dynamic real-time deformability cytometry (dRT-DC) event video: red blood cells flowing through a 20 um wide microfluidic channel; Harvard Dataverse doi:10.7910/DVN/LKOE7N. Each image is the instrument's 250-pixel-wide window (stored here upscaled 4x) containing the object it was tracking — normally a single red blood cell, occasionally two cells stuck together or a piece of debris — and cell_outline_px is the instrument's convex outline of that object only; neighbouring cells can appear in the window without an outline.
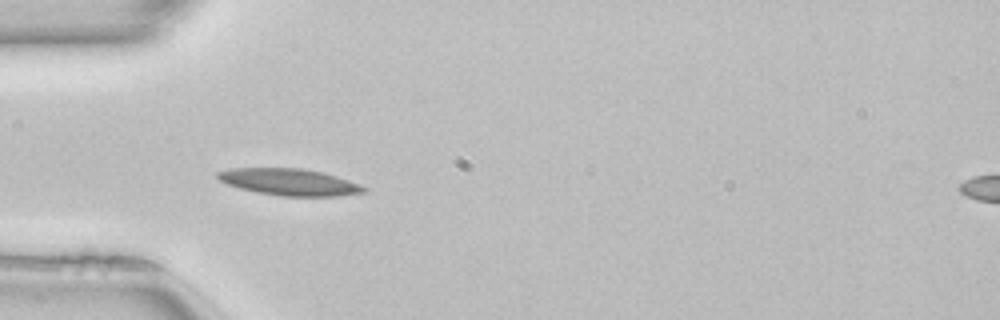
{"species": "common noctule bat (a hibernating species)", "species_latin": "Nyctalus noctula", "temperature_condition": "room temperature", "stored_images_in_passage": 50, "camera_frame_rate_fps": 3000, "um_per_image_px": 0.085, "animal": {"sex": "female", "body_mass_g": 22.7, "forearm_length_mm": 54.2}, "frame": {"image": 1, "passage_image": 15, "time_ms": 4.667, "image_size_px": [1000, 320], "cell_outline_px": [[368, 192], [336, 196], [280, 196], [256, 192], [240, 188], [228, 184], [220, 180], [216, 176], [216, 172], [228, 168], [300, 168], [320, 172], [336, 176], [360, 184], [368, 188]], "centroid_in_image_um": [24.6, 15.47], "position_along_channel_um": 60.4, "area_um2": 22.77}, "authors_computed_cell_mechanics": {"area_um2": 21.2415, "velocity_mm_per_s": 4.0131, "shape_relaxation_time_tau1_ms": 7.1769, "shape_relaxation_time_tau2_ms": null, "deformation_change_tau1": 0.1248, "deformation_change_tau2": null}}